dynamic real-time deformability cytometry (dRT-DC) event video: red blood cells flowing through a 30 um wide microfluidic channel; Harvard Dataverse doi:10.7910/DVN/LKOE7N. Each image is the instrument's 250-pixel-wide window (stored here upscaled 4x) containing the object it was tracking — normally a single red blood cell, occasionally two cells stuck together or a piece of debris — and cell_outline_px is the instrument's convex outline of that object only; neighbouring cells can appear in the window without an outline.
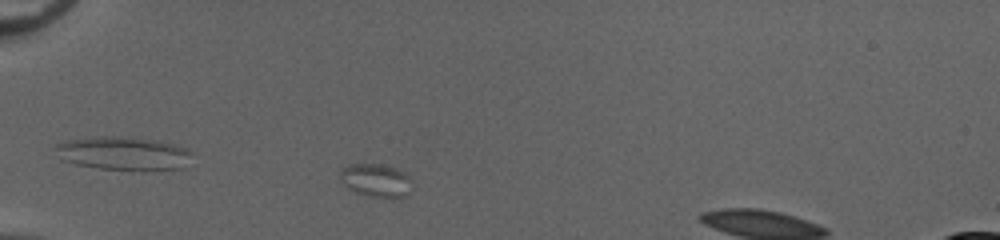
{"species": "common noctule bat (a hibernating species)", "species_latin": "Nyctalus noctula", "temperature_condition": "cold", "stored_images_in_passage": 23, "camera_frame_rate_fps": 3000, "um_per_image_px": 0.085, "animal": {"sex": "female", "body_mass_g": 20.0, "forearm_length_mm": 54.0}, "frame": {"image": 1, "passage_image": 4, "time_ms": 1.0, "image_size_px": [1000, 240], "cell_outline_px": [[412, 180], [408, 196], [372, 196], [356, 192], [348, 188], [340, 180], [340, 172], [348, 164], [380, 164], [396, 168], [404, 172]], "centroid_in_image_um": [31.96, 15.3], "position_along_channel_um": 53.0, "area_um2": 13.64}}
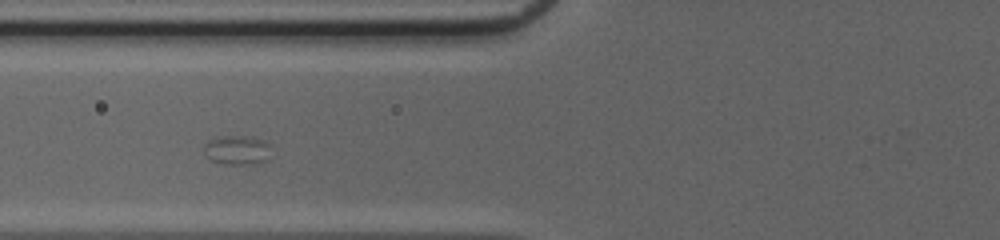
{"frame": {"image": 2, "passage_image": 10, "time_ms": 3.0, "image_size_px": [1000, 240], "cell_outline_px": [[268, 160], [244, 164], [228, 164], [212, 160], [208, 156], [204, 148], [204, 144], [212, 136], [252, 136], [264, 140], [268, 144]], "centroid_in_image_um": [20.12, 12.71], "position_along_channel_um": 105.7, "area_um2": 11.27}}